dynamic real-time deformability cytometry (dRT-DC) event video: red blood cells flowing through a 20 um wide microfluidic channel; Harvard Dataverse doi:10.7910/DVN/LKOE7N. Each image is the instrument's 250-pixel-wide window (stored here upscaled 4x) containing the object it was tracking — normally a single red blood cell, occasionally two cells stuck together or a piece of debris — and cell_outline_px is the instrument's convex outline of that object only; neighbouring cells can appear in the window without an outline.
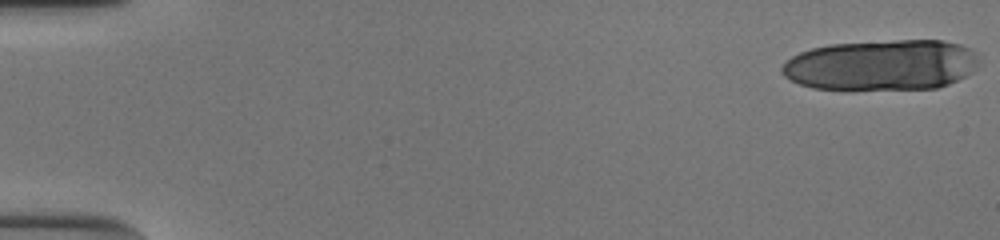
{"species": "human", "species_latin": "Homo sapiens", "temperature_condition": "cold", "stored_images_in_passage": 18, "camera_frame_rate_fps": 3000, "um_per_image_px": 0.085, "donor": {"sex": "male"}, "frame": {"image": 1, "passage_image": 1, "time_ms": 0.0, "image_size_px": [1000, 240], "cell_outline_px": [[980, 60], [976, 68], [972, 72], [948, 84], [936, 88], [812, 88], [800, 84], [784, 76], [780, 72], [780, 68], [792, 56], [800, 52], [812, 48], [828, 44], [896, 40], [944, 40], [960, 44], [976, 52]], "centroid_in_image_um": [74.95, 5.5], "position_along_channel_um": 10.0, "area_um2": 57.86}}
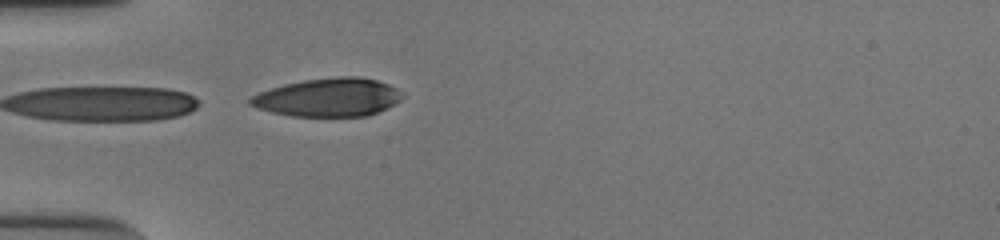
{"frame": {"image": 2, "passage_image": 18, "time_ms": 5.667, "image_size_px": [1000, 240], "cell_outline_px": [[404, 96], [400, 100], [368, 116], [292, 116], [272, 112], [256, 108], [248, 104], [248, 100], [252, 96], [260, 92], [284, 84], [304, 80], [336, 76], [360, 76], [376, 80], [388, 84], [396, 88]], "centroid_in_image_um": [27.88, 8.27], "position_along_channel_um": 57.1, "area_um2": 33.81}}